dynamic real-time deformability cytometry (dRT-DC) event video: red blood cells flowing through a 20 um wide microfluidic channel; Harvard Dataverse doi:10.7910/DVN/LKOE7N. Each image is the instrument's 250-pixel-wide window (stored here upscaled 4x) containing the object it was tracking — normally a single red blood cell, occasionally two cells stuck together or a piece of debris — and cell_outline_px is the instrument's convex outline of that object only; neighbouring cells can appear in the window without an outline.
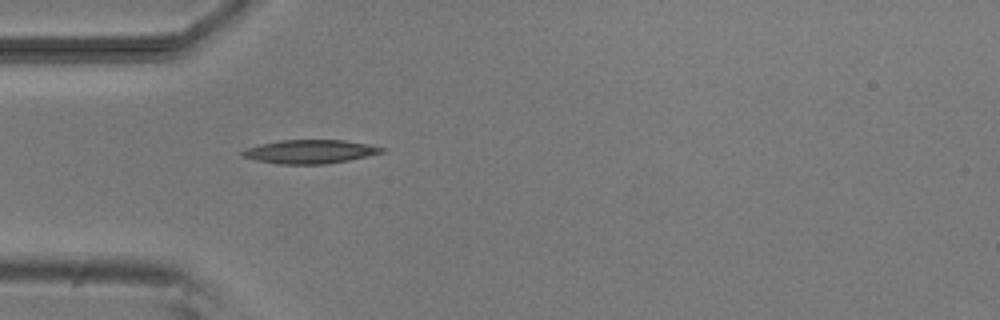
{"species": "common noctule bat (a hibernating species)", "species_latin": "Nyctalus noctula", "temperature_condition": "room temperature", "stored_images_in_passage": 4, "camera_frame_rate_fps": 3000, "um_per_image_px": 0.085, "animal": {"sex": "male", "body_mass_g": 20.5, "forearm_length_mm": 52.5}, "frame": {"image": 1, "passage_image": 1, "time_ms": 0.0, "image_size_px": [1000, 320], "cell_outline_px": [[388, 148], [384, 152], [348, 160], [324, 164], [276, 164], [256, 160], [240, 156], [240, 152], [248, 148], [260, 144], [280, 140], [344, 140], [368, 144]], "centroid_in_image_um": [26.35, 12.89], "position_along_channel_um": 58.7, "area_um2": 19.25}}
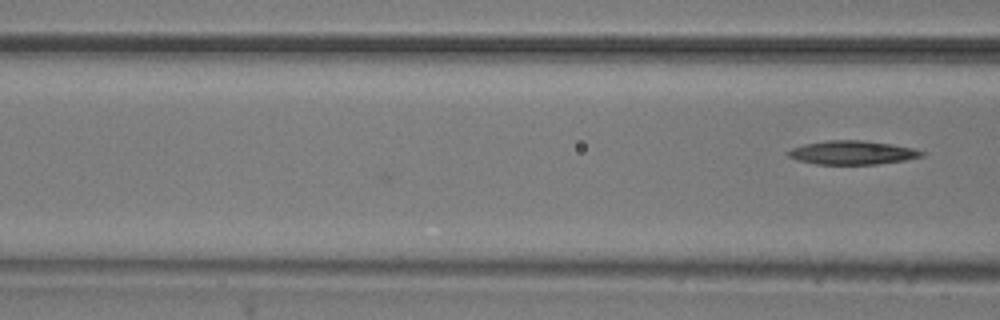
{"frame": {"image": 2, "passage_image": 4, "time_ms": 1.0, "image_size_px": [1000, 320], "cell_outline_px": [[924, 156], [904, 160], [876, 164], [816, 164], [796, 160], [788, 156], [784, 152], [792, 148], [804, 144], [824, 140], [860, 140], [888, 144], [912, 148], [924, 152]], "centroid_in_image_um": [72.37, 12.97], "position_along_channel_um": 94.2, "area_um2": 18.38}}